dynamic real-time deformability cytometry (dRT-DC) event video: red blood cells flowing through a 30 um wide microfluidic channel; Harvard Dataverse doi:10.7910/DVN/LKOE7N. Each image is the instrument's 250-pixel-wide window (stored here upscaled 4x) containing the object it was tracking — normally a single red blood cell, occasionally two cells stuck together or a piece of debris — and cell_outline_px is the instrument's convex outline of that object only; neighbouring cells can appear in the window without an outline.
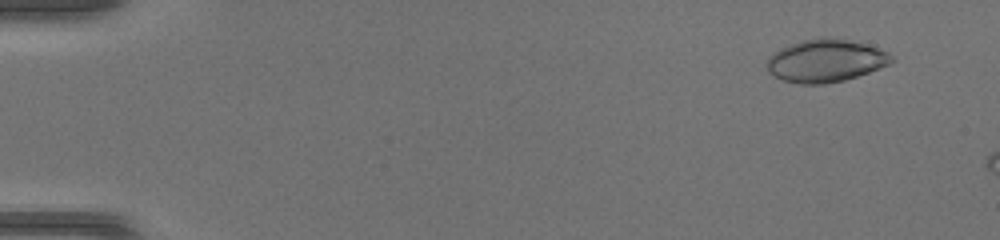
{"species": "common noctule bat (a hibernating species)", "species_latin": "Nyctalus noctula", "temperature_condition": "warm", "stored_images_in_passage": 9, "camera_frame_rate_fps": 3000, "um_per_image_px": 0.085, "animal": {"sex": "female", "body_mass_g": 17.0, "forearm_length_mm": 48.0}, "frame": {"image": 1, "passage_image": 4, "time_ms": 1.0, "image_size_px": [1000, 240], "cell_outline_px": [[896, 60], [880, 68], [844, 80], [824, 84], [800, 84], [784, 80], [768, 72], [764, 64], [768, 56], [780, 48], [788, 44], [800, 40], [820, 36], [836, 36], [864, 44], [888, 52]], "centroid_in_image_um": [70.13, 5.13], "position_along_channel_um": 14.9, "area_um2": 31.44}}